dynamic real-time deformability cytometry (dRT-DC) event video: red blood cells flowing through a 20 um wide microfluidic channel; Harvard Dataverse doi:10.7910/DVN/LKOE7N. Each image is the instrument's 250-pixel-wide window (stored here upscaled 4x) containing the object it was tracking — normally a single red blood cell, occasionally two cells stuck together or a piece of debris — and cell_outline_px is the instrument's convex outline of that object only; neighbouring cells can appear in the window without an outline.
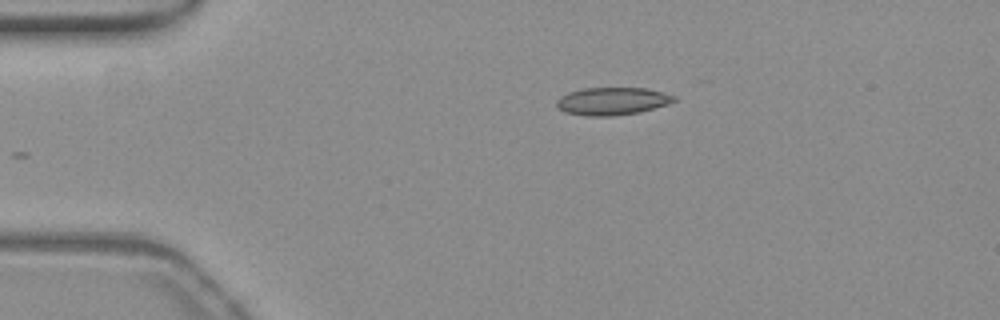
{"species": "common noctule bat (a hibernating species)", "species_latin": "Nyctalus noctula", "temperature_condition": "warm", "stored_images_in_passage": 14, "camera_frame_rate_fps": 3000, "um_per_image_px": 0.085, "animal": {"sex": "female", "body_mass_g": 19.3, "forearm_length_mm": 54.1}, "frame": {"image": 1, "passage_image": 1, "time_ms": 0.0, "image_size_px": [1000, 320], "cell_outline_px": [[676, 100], [668, 104], [640, 112], [612, 116], [584, 116], [564, 112], [556, 108], [556, 100], [560, 96], [568, 92], [580, 88], [648, 88], [664, 92], [676, 96]], "centroid_in_image_um": [52.01, 8.6], "position_along_channel_um": 33.0, "area_um2": 19.25}}
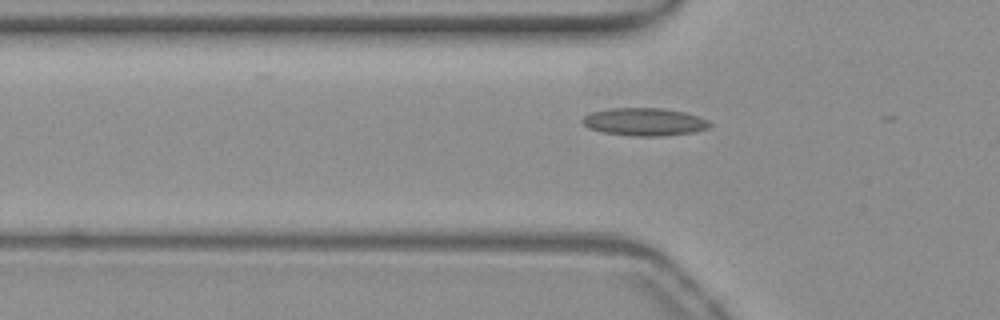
{"frame": {"image": 2, "passage_image": 8, "time_ms": 2.333, "image_size_px": [1000, 320], "cell_outline_px": [[712, 124], [708, 128], [692, 132], [664, 136], [632, 136], [604, 132], [588, 128], [580, 120], [584, 116], [592, 112], [608, 108], [660, 108], [684, 112], [700, 116], [708, 120]], "centroid_in_image_um": [54.78, 10.35], "position_along_channel_um": 71.0, "area_um2": 20.63}}
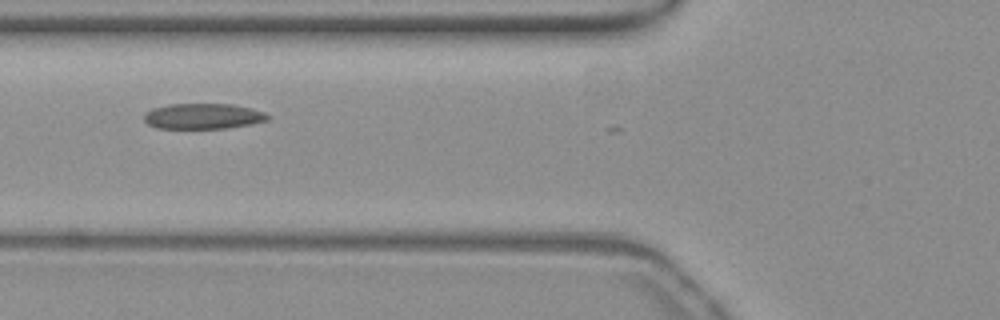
{"frame": {"image": 3, "passage_image": 11, "time_ms": 3.333, "image_size_px": [1000, 320], "cell_outline_px": [[272, 116], [268, 120], [252, 124], [224, 128], [156, 128], [148, 124], [144, 120], [144, 112], [152, 108], [168, 104], [232, 104], [252, 108], [264, 112]], "centroid_in_image_um": [17.27, 9.87], "position_along_channel_um": 108.5, "area_um2": 18.55}}